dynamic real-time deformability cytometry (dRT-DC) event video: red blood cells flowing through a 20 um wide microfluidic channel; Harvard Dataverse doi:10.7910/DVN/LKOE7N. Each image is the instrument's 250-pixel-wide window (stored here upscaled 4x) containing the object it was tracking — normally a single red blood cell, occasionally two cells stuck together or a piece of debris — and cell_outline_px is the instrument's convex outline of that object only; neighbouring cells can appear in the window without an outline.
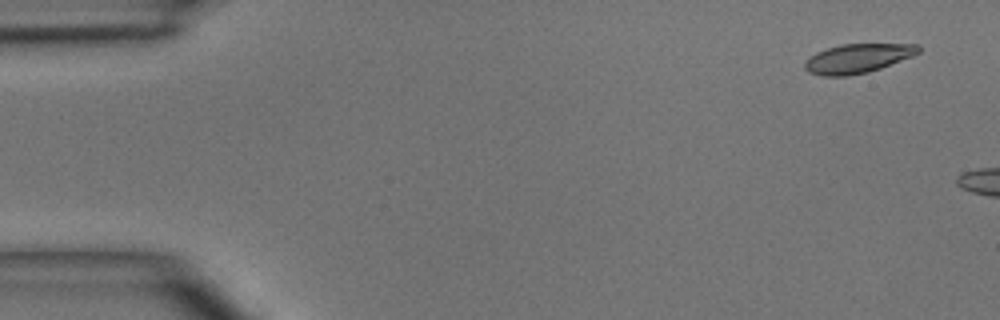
{"species": "common noctule bat (a hibernating species)", "species_latin": "Nyctalus noctula", "temperature_condition": "room temperature", "stored_images_in_passage": 2, "camera_frame_rate_fps": 3000, "um_per_image_px": 0.085, "animal": {"sex": "male", "body_mass_g": 15.6}, "frame": {"image": 1, "passage_image": 1, "time_ms": 0.0, "image_size_px": [1000, 320], "cell_outline_px": [[920, 52], [912, 56], [880, 68], [868, 72], [848, 76], [820, 76], [808, 72], [804, 68], [804, 64], [816, 52], [840, 44], [920, 44]], "centroid_in_image_um": [72.9, 4.97], "position_along_channel_um": 12.1, "area_um2": 19.25}}